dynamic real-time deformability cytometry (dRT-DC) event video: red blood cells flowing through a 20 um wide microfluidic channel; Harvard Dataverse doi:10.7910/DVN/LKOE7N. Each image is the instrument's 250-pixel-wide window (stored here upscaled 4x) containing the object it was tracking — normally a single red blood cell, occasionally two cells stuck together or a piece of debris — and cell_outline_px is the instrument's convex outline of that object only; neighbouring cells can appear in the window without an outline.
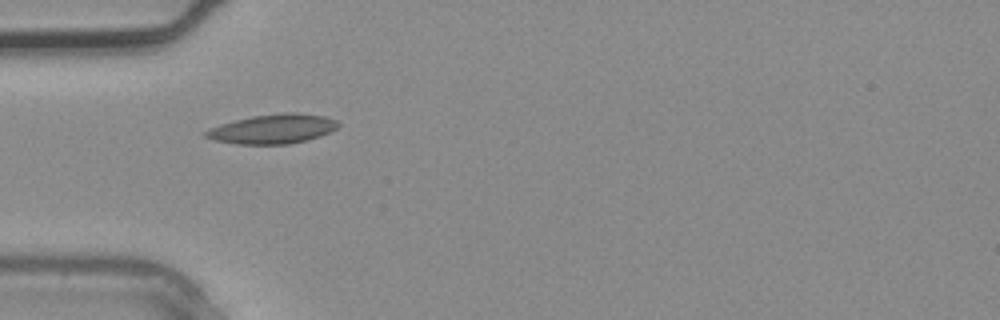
{"species": "common noctule bat (a hibernating species)", "species_latin": "Nyctalus noctula", "temperature_condition": "warm", "stored_images_in_passage": 4, "camera_frame_rate_fps": 3000, "um_per_image_px": 0.085, "animal": {"sex": "male", "body_mass_g": 20.4}, "frame": {"image": 1, "passage_image": 4, "time_ms": 1.0, "image_size_px": [1000, 320], "cell_outline_px": [[340, 124], [336, 128], [320, 136], [308, 140], [288, 144], [236, 144], [212, 140], [204, 136], [204, 132], [208, 128], [236, 120], [252, 116], [284, 112], [296, 112], [324, 116], [336, 120]], "centroid_in_image_um": [23.17, 10.96], "position_along_channel_um": 61.8, "area_um2": 22.72}}